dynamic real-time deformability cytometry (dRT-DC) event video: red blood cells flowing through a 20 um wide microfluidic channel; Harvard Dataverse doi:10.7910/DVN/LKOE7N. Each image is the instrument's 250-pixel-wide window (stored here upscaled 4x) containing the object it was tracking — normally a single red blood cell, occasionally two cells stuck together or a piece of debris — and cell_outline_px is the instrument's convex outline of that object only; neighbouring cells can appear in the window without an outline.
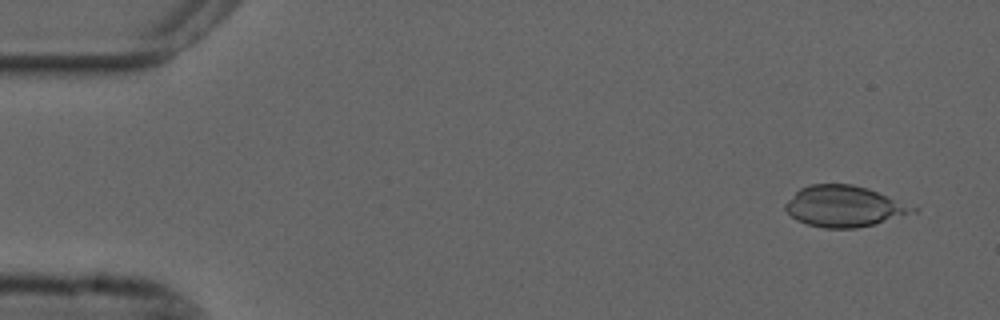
{"species": "common noctule bat (a hibernating species)", "species_latin": "Nyctalus noctula", "temperature_condition": "cold", "stored_images_in_passage": 14, "camera_frame_rate_fps": 3000, "um_per_image_px": 0.085, "animal": {"sex": "male", "forearm_length_mm": 52.5}, "frame": {"image": 1, "passage_image": 4, "time_ms": 1.0, "image_size_px": [1000, 320], "cell_outline_px": [[904, 212], [872, 224], [856, 228], [824, 228], [808, 224], [796, 220], [784, 208], [784, 204], [800, 188], [812, 184], [852, 184], [868, 188], [892, 200], [904, 208]], "centroid_in_image_um": [71.43, 17.52], "position_along_channel_um": 13.6, "area_um2": 28.38}}